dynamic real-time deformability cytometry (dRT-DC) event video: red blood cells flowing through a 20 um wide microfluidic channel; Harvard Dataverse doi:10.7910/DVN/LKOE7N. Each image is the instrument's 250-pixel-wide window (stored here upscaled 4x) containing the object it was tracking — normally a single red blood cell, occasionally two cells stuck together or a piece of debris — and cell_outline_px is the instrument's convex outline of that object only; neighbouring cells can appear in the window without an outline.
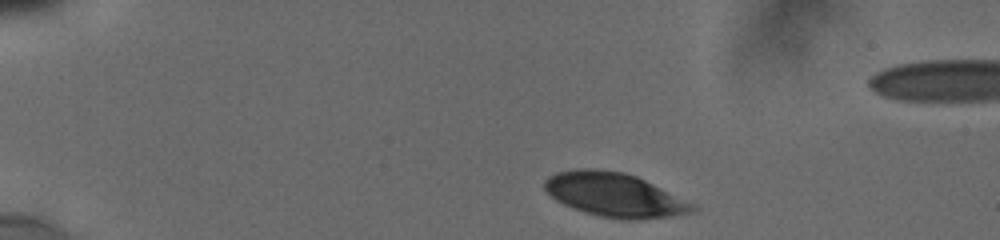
{"species": "human", "species_latin": "Homo sapiens", "temperature_condition": "cold", "stored_images_in_passage": 12, "camera_frame_rate_fps": 3000, "um_per_image_px": 0.085, "donor": {"sex": "male"}, "frame": {"image": 1, "passage_image": 1, "time_ms": 0.0, "image_size_px": [1000, 240], "cell_outline_px": [[696, 208], [692, 212], [636, 220], [620, 220], [600, 216], [584, 212], [572, 208], [556, 200], [544, 188], [544, 180], [548, 176], [556, 172], [576, 168], [596, 168], [624, 172], [636, 176], [692, 204]], "centroid_in_image_um": [52.13, 16.55], "position_along_channel_um": 32.9, "area_um2": 37.4}}
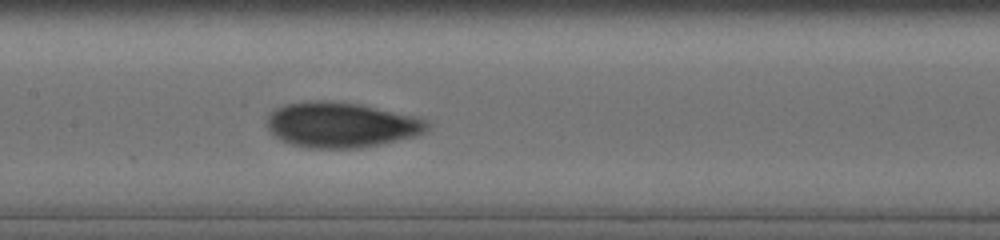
{"frame": {"image": 2, "passage_image": 12, "time_ms": 6.0, "image_size_px": [1000, 240], "cell_outline_px": [[428, 128], [424, 132], [416, 136], [384, 144], [360, 148], [308, 148], [292, 144], [280, 140], [268, 132], [264, 124], [264, 120], [276, 108], [288, 104], [316, 100], [360, 104], [412, 116], [424, 120], [428, 124]], "centroid_in_image_um": [28.93, 10.63], "position_along_channel_um": 178.5, "area_um2": 42.25}}